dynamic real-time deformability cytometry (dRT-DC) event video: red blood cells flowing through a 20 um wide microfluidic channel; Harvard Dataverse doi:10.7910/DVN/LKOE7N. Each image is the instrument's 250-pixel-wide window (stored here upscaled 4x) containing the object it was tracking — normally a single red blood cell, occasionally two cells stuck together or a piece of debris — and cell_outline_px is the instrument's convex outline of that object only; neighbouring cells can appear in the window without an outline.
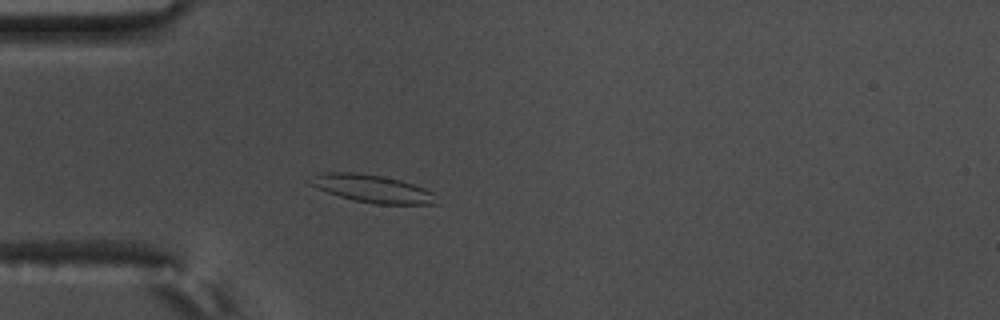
{"species": "common noctule bat (a hibernating species)", "species_latin": "Nyctalus noctula", "temperature_condition": "warm", "stored_images_in_passage": 42, "camera_frame_rate_fps": 3000, "um_per_image_px": 0.085, "animal": {"sex": "male", "body_mass_g": 17.5, "forearm_length_mm": 52.3}, "frame": {"image": 1, "passage_image": 1, "time_ms": 0.0, "image_size_px": [1000, 320], "cell_outline_px": [[440, 204], [376, 204], [352, 200], [316, 188], [308, 184], [304, 180], [320, 172], [352, 172], [384, 176], [400, 180], [424, 188], [432, 192]], "centroid_in_image_um": [31.58, 16.03], "position_along_channel_um": 53.4, "area_um2": 20.58}}
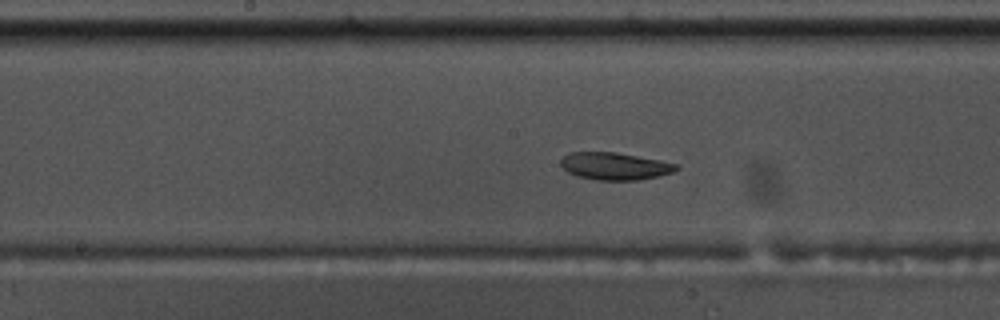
{"frame": {"image": 2, "passage_image": 14, "time_ms": 4.333, "image_size_px": [1000, 320], "cell_outline_px": [[680, 168], [672, 172], [640, 180], [596, 180], [576, 176], [568, 172], [560, 164], [560, 160], [568, 152], [616, 152], [660, 160], [680, 164]], "centroid_in_image_um": [52.26, 14.12], "position_along_channel_um": 195.9, "area_um2": 18.5}}
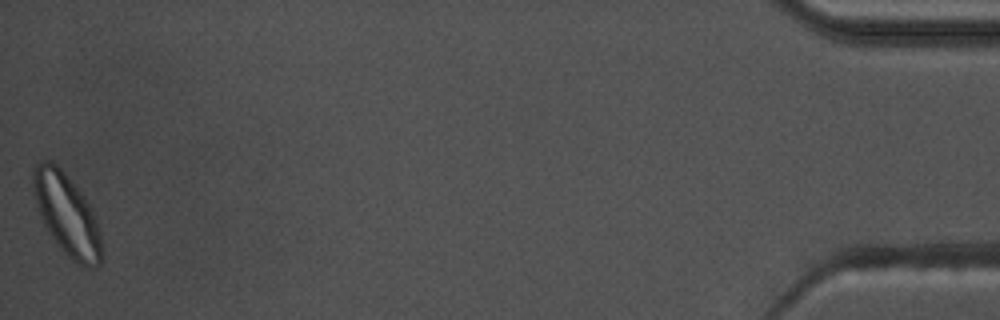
{"frame": {"image": 3, "passage_image": 42, "time_ms": 13.667, "image_size_px": [1000, 320], "cell_outline_px": [[100, 264], [92, 268], [80, 264], [72, 260], [64, 252], [48, 232], [40, 216], [32, 192], [32, 168], [40, 160], [48, 160], [56, 164], [64, 172], [84, 196], [92, 208], [100, 228]], "centroid_in_image_um": [5.64, 18.18], "position_along_channel_um": 429.6, "area_um2": 32.43}, "authors_computed_cell_mechanics": {"area_um2": 19.2474, "velocity_mm_per_s": 3.5214, "shape_relaxation_time_tau1_ms": 8.9648, "shape_relaxation_time_tau2_ms": 4.0433, "deformation_change_tau1": 0.1771, "deformation_change_tau2": 0.0807}}